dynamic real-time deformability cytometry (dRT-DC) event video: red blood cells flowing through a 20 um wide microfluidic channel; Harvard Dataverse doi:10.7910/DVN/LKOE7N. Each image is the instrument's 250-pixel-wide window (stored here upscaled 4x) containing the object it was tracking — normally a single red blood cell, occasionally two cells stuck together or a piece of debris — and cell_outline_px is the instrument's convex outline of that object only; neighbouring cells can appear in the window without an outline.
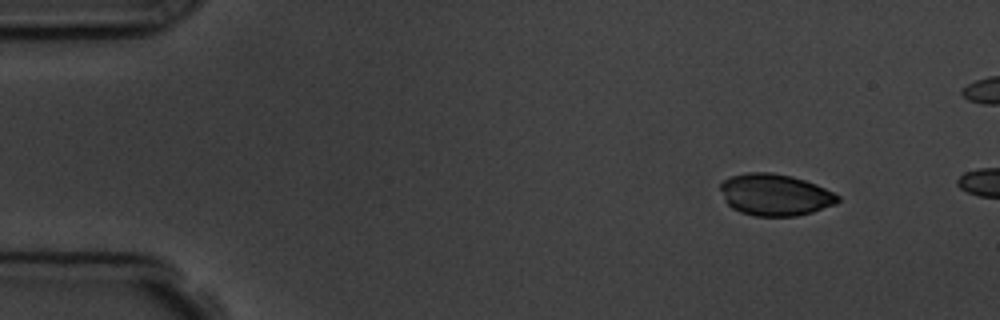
{"species": "common noctule bat (a hibernating species)", "species_latin": "Nyctalus noctula", "temperature_condition": "room temperature", "stored_images_in_passage": 3, "camera_frame_rate_fps": 3000, "um_per_image_px": 0.085, "animal": {"sex": "male", "body_mass_g": 19.5, "forearm_length_mm": 54.6}, "frame": {"image": 1, "passage_image": 1, "time_ms": 0.0, "image_size_px": [1000, 320], "cell_outline_px": [[840, 200], [836, 204], [812, 212], [796, 216], [756, 216], [740, 212], [732, 208], [724, 200], [720, 188], [720, 184], [724, 180], [732, 176], [748, 172], [772, 172], [792, 176], [816, 184], [840, 196]], "centroid_in_image_um": [65.87, 16.55], "position_along_channel_um": 19.1, "area_um2": 28.55}}